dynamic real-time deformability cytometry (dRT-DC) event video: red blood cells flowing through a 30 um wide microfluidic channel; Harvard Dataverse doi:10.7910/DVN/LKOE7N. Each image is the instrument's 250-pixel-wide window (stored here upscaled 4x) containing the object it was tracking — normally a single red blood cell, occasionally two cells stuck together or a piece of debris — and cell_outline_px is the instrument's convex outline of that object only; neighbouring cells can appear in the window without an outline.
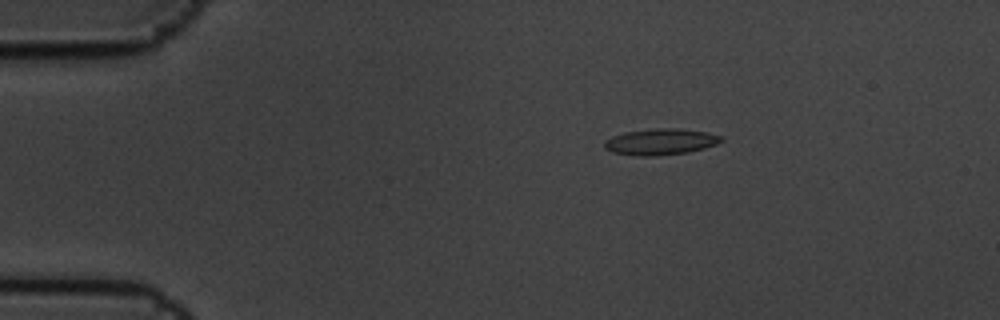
{"species": "common noctule bat (a hibernating species)", "species_latin": "Nyctalus noctula", "temperature_condition": "cold", "stored_images_in_passage": 6, "camera_frame_rate_fps": 3000, "um_per_image_px": 0.085, "animal": {"sex": "male", "body_mass_g": 19.5, "forearm_length_mm": 54.6}, "frame": {"image": 1, "passage_image": 4, "time_ms": 1.0, "image_size_px": [1000, 320], "cell_outline_px": [[724, 140], [716, 144], [704, 148], [688, 152], [656, 156], [636, 156], [612, 152], [604, 148], [604, 140], [612, 136], [624, 132], [656, 128], [680, 128], [708, 132], [724, 136]], "centroid_in_image_um": [56.16, 12.04], "position_along_channel_um": 28.8, "area_um2": 18.09}}